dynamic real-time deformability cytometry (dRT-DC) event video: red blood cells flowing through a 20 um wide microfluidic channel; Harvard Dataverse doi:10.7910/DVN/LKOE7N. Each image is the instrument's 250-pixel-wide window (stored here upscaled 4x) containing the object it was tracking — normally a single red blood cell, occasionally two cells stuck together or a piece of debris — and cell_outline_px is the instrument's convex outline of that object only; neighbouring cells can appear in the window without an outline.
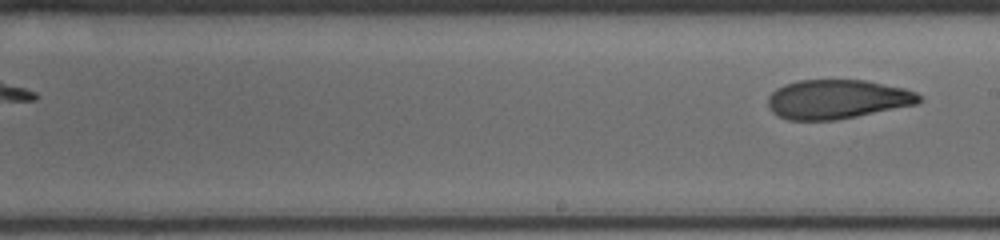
{"species": "human", "species_latin": "Homo sapiens", "temperature_condition": "cold", "stored_images_in_passage": 27, "segment_of_instrument_passage": [2, 2], "camera_frame_rate_fps": 3000, "um_per_image_px": 0.085, "donor": {"sex": "male"}, "frame": {"image": 1, "passage_image": 27, "time_ms": 8.333, "image_size_px": [1000, 240], "cell_outline_px": [[920, 100], [916, 104], [836, 120], [788, 120], [776, 116], [768, 108], [768, 96], [776, 88], [784, 84], [796, 80], [864, 80], [904, 88], [916, 92], [920, 96]], "centroid_in_image_um": [71.09, 8.43], "position_along_channel_um": 217.9, "area_um2": 34.51}}